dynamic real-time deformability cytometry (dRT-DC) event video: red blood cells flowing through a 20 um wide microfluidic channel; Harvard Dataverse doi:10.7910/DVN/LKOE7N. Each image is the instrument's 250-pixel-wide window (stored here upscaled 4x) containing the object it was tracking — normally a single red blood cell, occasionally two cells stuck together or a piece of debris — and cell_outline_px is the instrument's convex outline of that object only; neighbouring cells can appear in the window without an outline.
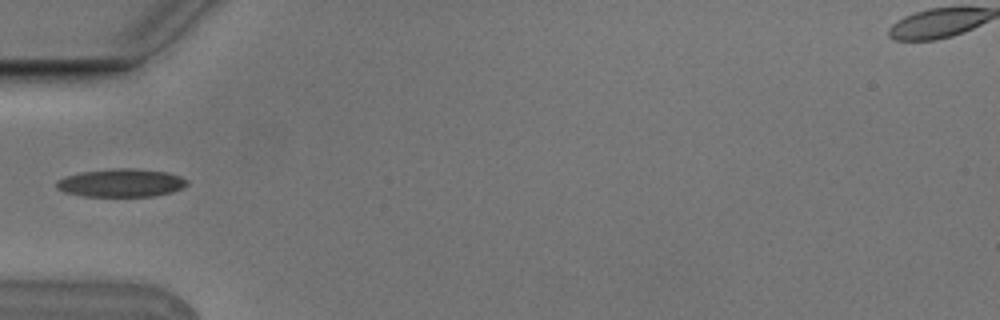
{"species": "Egyptian fruit bat (a non-hibernating species)", "species_latin": "Rousettus aegyptiacus", "temperature_condition": "cold", "stored_images_in_passage": 6, "camera_frame_rate_fps": 3000, "um_per_image_px": 0.085, "animal": {"sex": "male"}, "frame": {"image": 1, "passage_image": 5, "time_ms": 1.333, "image_size_px": [1000, 320], "cell_outline_px": [[188, 184], [172, 192], [152, 196], [84, 196], [64, 192], [56, 188], [56, 184], [64, 176], [80, 172], [112, 168], [136, 168], [168, 172], [180, 176], [188, 180]], "centroid_in_image_um": [10.3, 15.53], "position_along_channel_um": 74.7, "area_um2": 21.44}}